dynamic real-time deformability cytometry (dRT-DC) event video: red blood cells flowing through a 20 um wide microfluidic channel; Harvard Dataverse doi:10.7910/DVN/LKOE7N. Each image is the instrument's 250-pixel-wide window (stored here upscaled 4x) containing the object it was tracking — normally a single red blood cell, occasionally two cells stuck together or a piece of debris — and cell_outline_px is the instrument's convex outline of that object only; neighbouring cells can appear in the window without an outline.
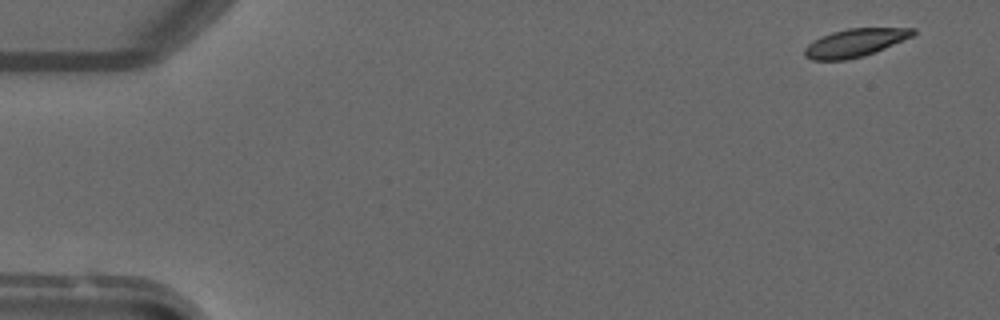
{"species": "common noctule bat (a hibernating species)", "species_latin": "Nyctalus noctula", "temperature_condition": "warm", "stored_images_in_passage": 3, "camera_frame_rate_fps": 3000, "um_per_image_px": 0.085, "animal": {"sex": "male", "forearm_length_mm": 52.5}, "frame": {"image": 1, "passage_image": 1, "time_ms": 0.0, "image_size_px": [1000, 320], "cell_outline_px": [[916, 32], [912, 36], [884, 48], [864, 56], [844, 60], [812, 60], [804, 56], [804, 48], [808, 44], [820, 36], [832, 32], [848, 28], [916, 28]], "centroid_in_image_um": [72.64, 3.63], "position_along_channel_um": 12.4, "area_um2": 17.63}}